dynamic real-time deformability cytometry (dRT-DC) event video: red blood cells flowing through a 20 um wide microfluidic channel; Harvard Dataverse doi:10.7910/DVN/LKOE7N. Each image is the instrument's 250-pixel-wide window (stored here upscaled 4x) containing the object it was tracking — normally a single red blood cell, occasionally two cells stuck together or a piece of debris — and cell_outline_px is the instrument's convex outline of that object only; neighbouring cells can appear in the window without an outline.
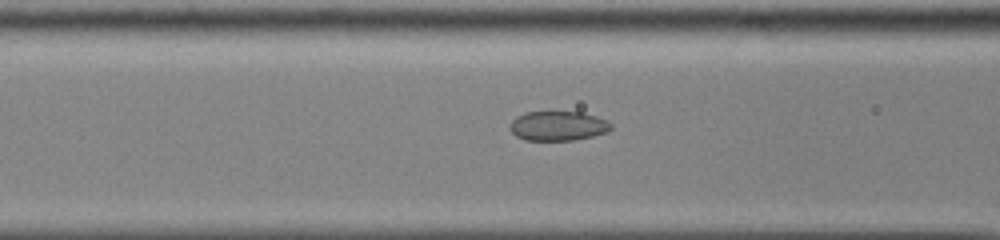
{"species": "common noctule bat (a hibernating species)", "species_latin": "Nyctalus noctula", "temperature_condition": "cold", "stored_images_in_passage": 46, "camera_frame_rate_fps": 3000, "um_per_image_px": 0.085, "animal": {"sex": "male", "body_mass_g": 13.0, "forearm_length_mm": 53.1}, "frame": {"image": 1, "passage_image": 21, "time_ms": 6.667, "image_size_px": [1000, 240], "cell_outline_px": [[612, 128], [608, 132], [592, 136], [572, 140], [524, 140], [516, 136], [512, 132], [508, 124], [516, 116], [528, 112], [580, 112], [596, 116], [608, 120], [612, 124]], "centroid_in_image_um": [47.43, 10.7], "position_along_channel_um": 119.2, "area_um2": 17.46}}
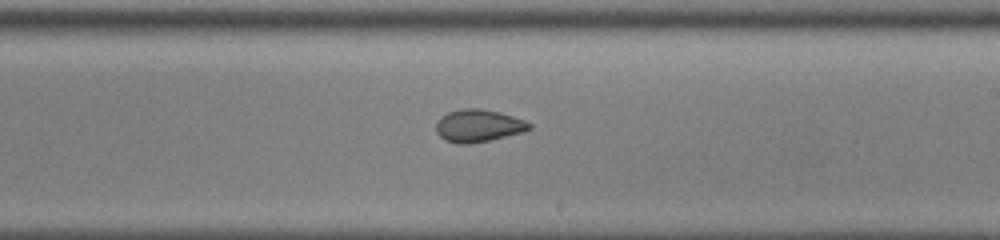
{"frame": {"image": 2, "passage_image": 31, "time_ms": 10.0, "image_size_px": [1000, 240], "cell_outline_px": [[532, 128], [524, 132], [488, 140], [468, 144], [456, 144], [444, 140], [436, 132], [436, 120], [440, 116], [448, 112], [464, 108], [480, 108], [500, 112], [524, 120], [532, 124]], "centroid_in_image_um": [40.64, 10.68], "position_along_channel_um": 248.4, "area_um2": 17.8}}
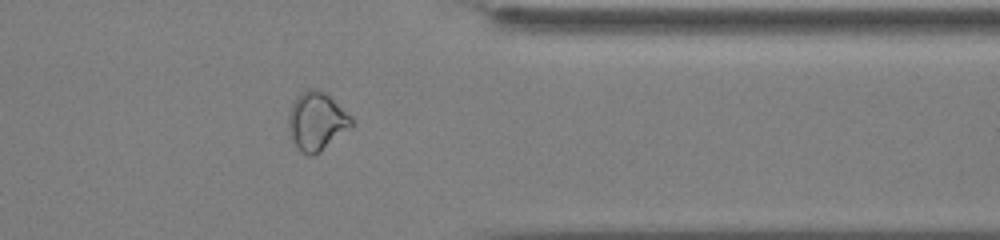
{"frame": {"image": 3, "passage_image": 42, "time_ms": 13.667, "image_size_px": [1000, 240], "cell_outline_px": [[352, 124], [320, 152], [312, 156], [308, 156], [300, 152], [288, 128], [288, 116], [292, 104], [296, 96], [300, 92], [308, 88], [316, 88], [324, 92], [352, 116]], "centroid_in_image_um": [26.88, 10.28], "position_along_channel_um": 384.5, "area_um2": 21.04}}